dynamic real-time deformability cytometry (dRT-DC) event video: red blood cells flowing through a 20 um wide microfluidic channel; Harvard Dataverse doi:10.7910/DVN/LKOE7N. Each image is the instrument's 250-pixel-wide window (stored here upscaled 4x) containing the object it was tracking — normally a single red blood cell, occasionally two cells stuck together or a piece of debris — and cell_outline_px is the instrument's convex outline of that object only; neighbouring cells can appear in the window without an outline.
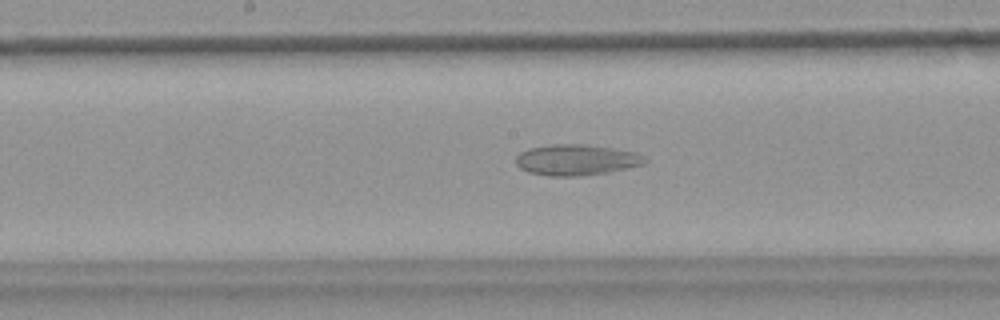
{"species": "common noctule bat (a hibernating species)", "species_latin": "Nyctalus noctula", "temperature_condition": "warm", "stored_images_in_passage": 54, "camera_frame_rate_fps": 3000, "um_per_image_px": 0.085, "animal": {"sex": "female", "body_mass_g": 18.4}, "frame": {"image": 1, "passage_image": 28, "time_ms": 9.0, "image_size_px": [1000, 320], "cell_outline_px": [[648, 160], [644, 164], [604, 172], [580, 176], [552, 176], [528, 172], [520, 168], [516, 164], [516, 156], [520, 152], [528, 148], [552, 144], [584, 144], [612, 148], [636, 152]], "centroid_in_image_um": [48.94, 13.58], "position_along_channel_um": 199.3, "area_um2": 23.0}}
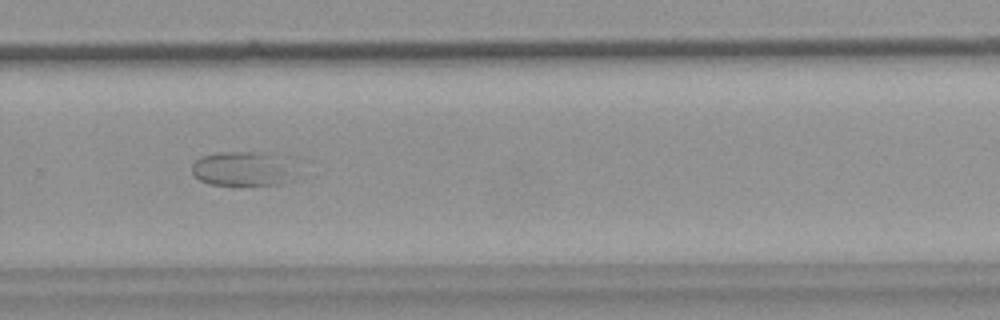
{"frame": {"image": 2, "passage_image": 37, "time_ms": 12.0, "image_size_px": [1000, 320], "cell_outline_px": [[292, 180], [280, 184], [208, 184], [200, 180], [192, 172], [192, 164], [200, 156], [216, 152], [260, 152], [292, 156]], "centroid_in_image_um": [20.69, 14.3], "position_along_channel_um": 309.1, "area_um2": 21.21}}
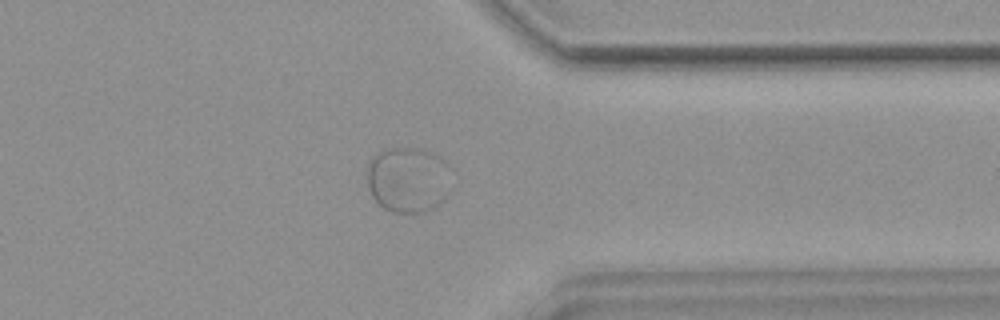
{"frame": {"image": 3, "passage_image": 43, "time_ms": 14.0, "image_size_px": [1000, 320], "cell_outline_px": [[448, 196], [432, 208], [424, 212], [392, 212], [384, 208], [372, 196], [368, 188], [368, 168], [372, 156], [380, 152], [392, 148], [416, 148], [432, 152], [444, 160], [448, 164]], "centroid_in_image_um": [34.68, 15.27], "position_along_channel_um": 376.7, "area_um2": 31.91}}